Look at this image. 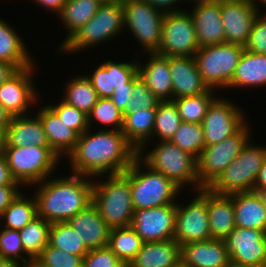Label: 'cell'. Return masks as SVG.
Listing matches in <instances>:
<instances>
[{"label": "cell", "mask_w": 266, "mask_h": 267, "mask_svg": "<svg viewBox=\"0 0 266 267\" xmlns=\"http://www.w3.org/2000/svg\"><path fill=\"white\" fill-rule=\"evenodd\" d=\"M98 130L89 128L79 135L75 148L65 158L71 173L91 178L120 174L137 158V150L121 131Z\"/></svg>", "instance_id": "obj_1"}, {"label": "cell", "mask_w": 266, "mask_h": 267, "mask_svg": "<svg viewBox=\"0 0 266 267\" xmlns=\"http://www.w3.org/2000/svg\"><path fill=\"white\" fill-rule=\"evenodd\" d=\"M69 174L50 176L30 186L33 189L36 186L33 195L37 202V216L51 224L67 222L92 202L93 178Z\"/></svg>", "instance_id": "obj_2"}, {"label": "cell", "mask_w": 266, "mask_h": 267, "mask_svg": "<svg viewBox=\"0 0 266 267\" xmlns=\"http://www.w3.org/2000/svg\"><path fill=\"white\" fill-rule=\"evenodd\" d=\"M154 145L151 150L150 147H142L137 153V157L145 165L152 171L163 174L182 191L190 186L191 192L202 188L197 176V159L194 156L171 141H156Z\"/></svg>", "instance_id": "obj_3"}, {"label": "cell", "mask_w": 266, "mask_h": 267, "mask_svg": "<svg viewBox=\"0 0 266 267\" xmlns=\"http://www.w3.org/2000/svg\"><path fill=\"white\" fill-rule=\"evenodd\" d=\"M92 203L110 228L131 225L135 209L130 181L123 173L93 178Z\"/></svg>", "instance_id": "obj_4"}, {"label": "cell", "mask_w": 266, "mask_h": 267, "mask_svg": "<svg viewBox=\"0 0 266 267\" xmlns=\"http://www.w3.org/2000/svg\"><path fill=\"white\" fill-rule=\"evenodd\" d=\"M124 32L123 3H103L96 14L77 32H75L59 49L60 55L84 53L86 49L100 46L115 40ZM100 44V45H99Z\"/></svg>", "instance_id": "obj_5"}, {"label": "cell", "mask_w": 266, "mask_h": 267, "mask_svg": "<svg viewBox=\"0 0 266 267\" xmlns=\"http://www.w3.org/2000/svg\"><path fill=\"white\" fill-rule=\"evenodd\" d=\"M123 174L130 181L135 210L177 203L183 192L163 174L152 171L138 157Z\"/></svg>", "instance_id": "obj_6"}, {"label": "cell", "mask_w": 266, "mask_h": 267, "mask_svg": "<svg viewBox=\"0 0 266 267\" xmlns=\"http://www.w3.org/2000/svg\"><path fill=\"white\" fill-rule=\"evenodd\" d=\"M3 155L12 177L24 188L44 181L54 173L62 160L51 148H39L33 145L5 147ZM62 160V161H61Z\"/></svg>", "instance_id": "obj_7"}, {"label": "cell", "mask_w": 266, "mask_h": 267, "mask_svg": "<svg viewBox=\"0 0 266 267\" xmlns=\"http://www.w3.org/2000/svg\"><path fill=\"white\" fill-rule=\"evenodd\" d=\"M265 158L266 145H257L250 139L239 155L207 188L221 195L252 191Z\"/></svg>", "instance_id": "obj_8"}, {"label": "cell", "mask_w": 266, "mask_h": 267, "mask_svg": "<svg viewBox=\"0 0 266 267\" xmlns=\"http://www.w3.org/2000/svg\"><path fill=\"white\" fill-rule=\"evenodd\" d=\"M244 49L243 45L234 43L199 48L194 59L202 80L209 89H228Z\"/></svg>", "instance_id": "obj_9"}, {"label": "cell", "mask_w": 266, "mask_h": 267, "mask_svg": "<svg viewBox=\"0 0 266 267\" xmlns=\"http://www.w3.org/2000/svg\"><path fill=\"white\" fill-rule=\"evenodd\" d=\"M124 30L138 41L143 53L158 50L162 38L165 13L154 8L147 0H125Z\"/></svg>", "instance_id": "obj_10"}, {"label": "cell", "mask_w": 266, "mask_h": 267, "mask_svg": "<svg viewBox=\"0 0 266 267\" xmlns=\"http://www.w3.org/2000/svg\"><path fill=\"white\" fill-rule=\"evenodd\" d=\"M248 123L251 124L248 121L231 137L202 150L197 158V176L202 187H208L239 155L250 137H253Z\"/></svg>", "instance_id": "obj_11"}, {"label": "cell", "mask_w": 266, "mask_h": 267, "mask_svg": "<svg viewBox=\"0 0 266 267\" xmlns=\"http://www.w3.org/2000/svg\"><path fill=\"white\" fill-rule=\"evenodd\" d=\"M192 193V199L189 198L190 201L186 204L184 201L181 204L177 202L173 239L179 245L212 239L208 220L207 187Z\"/></svg>", "instance_id": "obj_12"}, {"label": "cell", "mask_w": 266, "mask_h": 267, "mask_svg": "<svg viewBox=\"0 0 266 267\" xmlns=\"http://www.w3.org/2000/svg\"><path fill=\"white\" fill-rule=\"evenodd\" d=\"M37 66L31 65L18 69L0 85V105L13 116L27 115L40 105V91L36 88L34 76ZM36 70V71H35ZM38 101V102H37Z\"/></svg>", "instance_id": "obj_13"}, {"label": "cell", "mask_w": 266, "mask_h": 267, "mask_svg": "<svg viewBox=\"0 0 266 267\" xmlns=\"http://www.w3.org/2000/svg\"><path fill=\"white\" fill-rule=\"evenodd\" d=\"M165 13L162 38L155 52L163 56H194L200 46L189 10Z\"/></svg>", "instance_id": "obj_14"}, {"label": "cell", "mask_w": 266, "mask_h": 267, "mask_svg": "<svg viewBox=\"0 0 266 267\" xmlns=\"http://www.w3.org/2000/svg\"><path fill=\"white\" fill-rule=\"evenodd\" d=\"M217 96L202 120L205 147L223 141L238 132L246 123L245 111L230 98Z\"/></svg>", "instance_id": "obj_15"}, {"label": "cell", "mask_w": 266, "mask_h": 267, "mask_svg": "<svg viewBox=\"0 0 266 267\" xmlns=\"http://www.w3.org/2000/svg\"><path fill=\"white\" fill-rule=\"evenodd\" d=\"M231 264L264 267L266 264V233L261 230L235 227L224 240Z\"/></svg>", "instance_id": "obj_16"}, {"label": "cell", "mask_w": 266, "mask_h": 267, "mask_svg": "<svg viewBox=\"0 0 266 267\" xmlns=\"http://www.w3.org/2000/svg\"><path fill=\"white\" fill-rule=\"evenodd\" d=\"M177 203L134 210L131 227L144 242L173 239Z\"/></svg>", "instance_id": "obj_17"}, {"label": "cell", "mask_w": 266, "mask_h": 267, "mask_svg": "<svg viewBox=\"0 0 266 267\" xmlns=\"http://www.w3.org/2000/svg\"><path fill=\"white\" fill-rule=\"evenodd\" d=\"M259 14L258 4L248 0H221V20L226 43L245 45Z\"/></svg>", "instance_id": "obj_18"}, {"label": "cell", "mask_w": 266, "mask_h": 267, "mask_svg": "<svg viewBox=\"0 0 266 267\" xmlns=\"http://www.w3.org/2000/svg\"><path fill=\"white\" fill-rule=\"evenodd\" d=\"M104 61L93 72L85 74L99 97L110 98L114 88L133 87V81L139 76L137 58L123 62Z\"/></svg>", "instance_id": "obj_19"}, {"label": "cell", "mask_w": 266, "mask_h": 267, "mask_svg": "<svg viewBox=\"0 0 266 267\" xmlns=\"http://www.w3.org/2000/svg\"><path fill=\"white\" fill-rule=\"evenodd\" d=\"M189 13L192 17L200 47L226 43L221 20V0L195 4Z\"/></svg>", "instance_id": "obj_20"}, {"label": "cell", "mask_w": 266, "mask_h": 267, "mask_svg": "<svg viewBox=\"0 0 266 267\" xmlns=\"http://www.w3.org/2000/svg\"><path fill=\"white\" fill-rule=\"evenodd\" d=\"M172 100L206 93L209 88L202 80L194 56H169Z\"/></svg>", "instance_id": "obj_21"}, {"label": "cell", "mask_w": 266, "mask_h": 267, "mask_svg": "<svg viewBox=\"0 0 266 267\" xmlns=\"http://www.w3.org/2000/svg\"><path fill=\"white\" fill-rule=\"evenodd\" d=\"M230 264L224 240L209 239L181 245V267H227Z\"/></svg>", "instance_id": "obj_22"}, {"label": "cell", "mask_w": 266, "mask_h": 267, "mask_svg": "<svg viewBox=\"0 0 266 267\" xmlns=\"http://www.w3.org/2000/svg\"><path fill=\"white\" fill-rule=\"evenodd\" d=\"M147 61L136 54L138 73L145 81L147 87L159 99V101H172V81L169 69V56L157 53H144ZM140 60L142 62H140Z\"/></svg>", "instance_id": "obj_23"}, {"label": "cell", "mask_w": 266, "mask_h": 267, "mask_svg": "<svg viewBox=\"0 0 266 267\" xmlns=\"http://www.w3.org/2000/svg\"><path fill=\"white\" fill-rule=\"evenodd\" d=\"M35 113L39 116L51 149L61 159L66 158L75 148L79 134L67 127L47 104L40 106Z\"/></svg>", "instance_id": "obj_24"}, {"label": "cell", "mask_w": 266, "mask_h": 267, "mask_svg": "<svg viewBox=\"0 0 266 267\" xmlns=\"http://www.w3.org/2000/svg\"><path fill=\"white\" fill-rule=\"evenodd\" d=\"M67 222L82 237L89 250L108 246L111 228L92 202Z\"/></svg>", "instance_id": "obj_25"}, {"label": "cell", "mask_w": 266, "mask_h": 267, "mask_svg": "<svg viewBox=\"0 0 266 267\" xmlns=\"http://www.w3.org/2000/svg\"><path fill=\"white\" fill-rule=\"evenodd\" d=\"M32 112L13 116L6 128V147L35 146L51 148L39 116Z\"/></svg>", "instance_id": "obj_26"}, {"label": "cell", "mask_w": 266, "mask_h": 267, "mask_svg": "<svg viewBox=\"0 0 266 267\" xmlns=\"http://www.w3.org/2000/svg\"><path fill=\"white\" fill-rule=\"evenodd\" d=\"M127 267H181V245L174 239L144 242Z\"/></svg>", "instance_id": "obj_27"}, {"label": "cell", "mask_w": 266, "mask_h": 267, "mask_svg": "<svg viewBox=\"0 0 266 267\" xmlns=\"http://www.w3.org/2000/svg\"><path fill=\"white\" fill-rule=\"evenodd\" d=\"M207 207L211 238L225 240L236 227L233 195H221L207 188Z\"/></svg>", "instance_id": "obj_28"}, {"label": "cell", "mask_w": 266, "mask_h": 267, "mask_svg": "<svg viewBox=\"0 0 266 267\" xmlns=\"http://www.w3.org/2000/svg\"><path fill=\"white\" fill-rule=\"evenodd\" d=\"M266 55L244 49L228 89L265 88Z\"/></svg>", "instance_id": "obj_29"}, {"label": "cell", "mask_w": 266, "mask_h": 267, "mask_svg": "<svg viewBox=\"0 0 266 267\" xmlns=\"http://www.w3.org/2000/svg\"><path fill=\"white\" fill-rule=\"evenodd\" d=\"M5 19L0 17V61L22 69L34 65V56L29 53L24 38ZM33 57V58H32Z\"/></svg>", "instance_id": "obj_30"}, {"label": "cell", "mask_w": 266, "mask_h": 267, "mask_svg": "<svg viewBox=\"0 0 266 267\" xmlns=\"http://www.w3.org/2000/svg\"><path fill=\"white\" fill-rule=\"evenodd\" d=\"M235 226L266 233V208L253 191L233 194Z\"/></svg>", "instance_id": "obj_31"}, {"label": "cell", "mask_w": 266, "mask_h": 267, "mask_svg": "<svg viewBox=\"0 0 266 267\" xmlns=\"http://www.w3.org/2000/svg\"><path fill=\"white\" fill-rule=\"evenodd\" d=\"M156 108L138 109L136 112L123 114L121 132L137 152L153 140V127Z\"/></svg>", "instance_id": "obj_32"}, {"label": "cell", "mask_w": 266, "mask_h": 267, "mask_svg": "<svg viewBox=\"0 0 266 267\" xmlns=\"http://www.w3.org/2000/svg\"><path fill=\"white\" fill-rule=\"evenodd\" d=\"M102 4L100 0H66L57 17L67 33L57 48L59 49L77 30L92 19Z\"/></svg>", "instance_id": "obj_33"}, {"label": "cell", "mask_w": 266, "mask_h": 267, "mask_svg": "<svg viewBox=\"0 0 266 267\" xmlns=\"http://www.w3.org/2000/svg\"><path fill=\"white\" fill-rule=\"evenodd\" d=\"M25 189L10 203L0 216V226L20 231L37 217V202L32 194L30 198Z\"/></svg>", "instance_id": "obj_34"}, {"label": "cell", "mask_w": 266, "mask_h": 267, "mask_svg": "<svg viewBox=\"0 0 266 267\" xmlns=\"http://www.w3.org/2000/svg\"><path fill=\"white\" fill-rule=\"evenodd\" d=\"M64 96L60 97L67 104L75 106L88 115L96 104L99 96L86 75L80 74L65 83Z\"/></svg>", "instance_id": "obj_35"}, {"label": "cell", "mask_w": 266, "mask_h": 267, "mask_svg": "<svg viewBox=\"0 0 266 267\" xmlns=\"http://www.w3.org/2000/svg\"><path fill=\"white\" fill-rule=\"evenodd\" d=\"M143 243L131 226L110 229L108 247L126 266L142 248Z\"/></svg>", "instance_id": "obj_36"}, {"label": "cell", "mask_w": 266, "mask_h": 267, "mask_svg": "<svg viewBox=\"0 0 266 267\" xmlns=\"http://www.w3.org/2000/svg\"><path fill=\"white\" fill-rule=\"evenodd\" d=\"M182 123L177 107L173 101H160L156 107L153 127V141L143 147H149L156 141H171ZM156 137V138H155Z\"/></svg>", "instance_id": "obj_37"}, {"label": "cell", "mask_w": 266, "mask_h": 267, "mask_svg": "<svg viewBox=\"0 0 266 267\" xmlns=\"http://www.w3.org/2000/svg\"><path fill=\"white\" fill-rule=\"evenodd\" d=\"M48 245L83 258L90 251L82 237L68 222L51 225Z\"/></svg>", "instance_id": "obj_38"}, {"label": "cell", "mask_w": 266, "mask_h": 267, "mask_svg": "<svg viewBox=\"0 0 266 267\" xmlns=\"http://www.w3.org/2000/svg\"><path fill=\"white\" fill-rule=\"evenodd\" d=\"M51 225L37 216L19 231L24 251L31 259H36L48 245Z\"/></svg>", "instance_id": "obj_39"}, {"label": "cell", "mask_w": 266, "mask_h": 267, "mask_svg": "<svg viewBox=\"0 0 266 267\" xmlns=\"http://www.w3.org/2000/svg\"><path fill=\"white\" fill-rule=\"evenodd\" d=\"M216 90L209 89L206 93L173 99L182 122L201 124L208 107L218 96Z\"/></svg>", "instance_id": "obj_40"}, {"label": "cell", "mask_w": 266, "mask_h": 267, "mask_svg": "<svg viewBox=\"0 0 266 267\" xmlns=\"http://www.w3.org/2000/svg\"><path fill=\"white\" fill-rule=\"evenodd\" d=\"M87 116L88 126L92 129L95 123L100 126L99 129L102 127L103 130L121 131L123 126V112L116 107L110 98L99 97Z\"/></svg>", "instance_id": "obj_41"}, {"label": "cell", "mask_w": 266, "mask_h": 267, "mask_svg": "<svg viewBox=\"0 0 266 267\" xmlns=\"http://www.w3.org/2000/svg\"><path fill=\"white\" fill-rule=\"evenodd\" d=\"M171 142L197 159L202 150L205 148L202 125L182 122Z\"/></svg>", "instance_id": "obj_42"}, {"label": "cell", "mask_w": 266, "mask_h": 267, "mask_svg": "<svg viewBox=\"0 0 266 267\" xmlns=\"http://www.w3.org/2000/svg\"><path fill=\"white\" fill-rule=\"evenodd\" d=\"M0 258L16 260L25 265L31 260L24 251L19 231L0 226Z\"/></svg>", "instance_id": "obj_43"}, {"label": "cell", "mask_w": 266, "mask_h": 267, "mask_svg": "<svg viewBox=\"0 0 266 267\" xmlns=\"http://www.w3.org/2000/svg\"><path fill=\"white\" fill-rule=\"evenodd\" d=\"M59 100H56L58 103L47 104L57 114L59 119L79 135L88 130V116L75 106L67 104L61 98Z\"/></svg>", "instance_id": "obj_44"}, {"label": "cell", "mask_w": 266, "mask_h": 267, "mask_svg": "<svg viewBox=\"0 0 266 267\" xmlns=\"http://www.w3.org/2000/svg\"><path fill=\"white\" fill-rule=\"evenodd\" d=\"M83 257L47 245L36 260L45 267H82Z\"/></svg>", "instance_id": "obj_45"}, {"label": "cell", "mask_w": 266, "mask_h": 267, "mask_svg": "<svg viewBox=\"0 0 266 267\" xmlns=\"http://www.w3.org/2000/svg\"><path fill=\"white\" fill-rule=\"evenodd\" d=\"M132 101L126 106L123 114L136 112L138 109L156 108L159 99L147 87L140 75L133 81Z\"/></svg>", "instance_id": "obj_46"}, {"label": "cell", "mask_w": 266, "mask_h": 267, "mask_svg": "<svg viewBox=\"0 0 266 267\" xmlns=\"http://www.w3.org/2000/svg\"><path fill=\"white\" fill-rule=\"evenodd\" d=\"M261 10H259L244 48L250 52L266 55V14Z\"/></svg>", "instance_id": "obj_47"}, {"label": "cell", "mask_w": 266, "mask_h": 267, "mask_svg": "<svg viewBox=\"0 0 266 267\" xmlns=\"http://www.w3.org/2000/svg\"><path fill=\"white\" fill-rule=\"evenodd\" d=\"M82 267H127L108 246L90 250Z\"/></svg>", "instance_id": "obj_48"}, {"label": "cell", "mask_w": 266, "mask_h": 267, "mask_svg": "<svg viewBox=\"0 0 266 267\" xmlns=\"http://www.w3.org/2000/svg\"><path fill=\"white\" fill-rule=\"evenodd\" d=\"M20 188L24 189L22 185L0 186V216L10 203L23 191Z\"/></svg>", "instance_id": "obj_49"}, {"label": "cell", "mask_w": 266, "mask_h": 267, "mask_svg": "<svg viewBox=\"0 0 266 267\" xmlns=\"http://www.w3.org/2000/svg\"><path fill=\"white\" fill-rule=\"evenodd\" d=\"M132 88L133 87L114 88V91L110 99L121 112L125 111L126 106L129 105V103L133 99L131 93Z\"/></svg>", "instance_id": "obj_50"}, {"label": "cell", "mask_w": 266, "mask_h": 267, "mask_svg": "<svg viewBox=\"0 0 266 267\" xmlns=\"http://www.w3.org/2000/svg\"><path fill=\"white\" fill-rule=\"evenodd\" d=\"M154 8L164 12V13H170V12H175L179 11L185 8H179L178 4L181 2L180 0H147Z\"/></svg>", "instance_id": "obj_51"}, {"label": "cell", "mask_w": 266, "mask_h": 267, "mask_svg": "<svg viewBox=\"0 0 266 267\" xmlns=\"http://www.w3.org/2000/svg\"><path fill=\"white\" fill-rule=\"evenodd\" d=\"M29 1V0H28ZM33 4L41 6L43 10L47 9V12H54L57 16L61 13L66 0H31Z\"/></svg>", "instance_id": "obj_52"}, {"label": "cell", "mask_w": 266, "mask_h": 267, "mask_svg": "<svg viewBox=\"0 0 266 267\" xmlns=\"http://www.w3.org/2000/svg\"><path fill=\"white\" fill-rule=\"evenodd\" d=\"M2 185H21L12 177L10 169L7 165V161L3 154L0 155V186Z\"/></svg>", "instance_id": "obj_53"}, {"label": "cell", "mask_w": 266, "mask_h": 267, "mask_svg": "<svg viewBox=\"0 0 266 267\" xmlns=\"http://www.w3.org/2000/svg\"><path fill=\"white\" fill-rule=\"evenodd\" d=\"M17 70L18 69L14 65L0 61V85Z\"/></svg>", "instance_id": "obj_54"}, {"label": "cell", "mask_w": 266, "mask_h": 267, "mask_svg": "<svg viewBox=\"0 0 266 267\" xmlns=\"http://www.w3.org/2000/svg\"><path fill=\"white\" fill-rule=\"evenodd\" d=\"M254 187L266 188V158L264 159L263 164L261 168L259 169Z\"/></svg>", "instance_id": "obj_55"}, {"label": "cell", "mask_w": 266, "mask_h": 267, "mask_svg": "<svg viewBox=\"0 0 266 267\" xmlns=\"http://www.w3.org/2000/svg\"><path fill=\"white\" fill-rule=\"evenodd\" d=\"M12 116L8 113V111L0 105V127L7 128Z\"/></svg>", "instance_id": "obj_56"}, {"label": "cell", "mask_w": 266, "mask_h": 267, "mask_svg": "<svg viewBox=\"0 0 266 267\" xmlns=\"http://www.w3.org/2000/svg\"><path fill=\"white\" fill-rule=\"evenodd\" d=\"M0 267H25V264L12 259L0 258Z\"/></svg>", "instance_id": "obj_57"}, {"label": "cell", "mask_w": 266, "mask_h": 267, "mask_svg": "<svg viewBox=\"0 0 266 267\" xmlns=\"http://www.w3.org/2000/svg\"><path fill=\"white\" fill-rule=\"evenodd\" d=\"M252 191L260 199L266 208V188L264 187H253Z\"/></svg>", "instance_id": "obj_58"}, {"label": "cell", "mask_w": 266, "mask_h": 267, "mask_svg": "<svg viewBox=\"0 0 266 267\" xmlns=\"http://www.w3.org/2000/svg\"><path fill=\"white\" fill-rule=\"evenodd\" d=\"M5 147H6V128L0 127V155L3 154Z\"/></svg>", "instance_id": "obj_59"}, {"label": "cell", "mask_w": 266, "mask_h": 267, "mask_svg": "<svg viewBox=\"0 0 266 267\" xmlns=\"http://www.w3.org/2000/svg\"><path fill=\"white\" fill-rule=\"evenodd\" d=\"M25 267H45L42 264H40L36 259H31Z\"/></svg>", "instance_id": "obj_60"}, {"label": "cell", "mask_w": 266, "mask_h": 267, "mask_svg": "<svg viewBox=\"0 0 266 267\" xmlns=\"http://www.w3.org/2000/svg\"><path fill=\"white\" fill-rule=\"evenodd\" d=\"M184 1V2H182ZM186 1L188 2V5L189 3H194V4H190V5H195V4H199V3H205V2H209V1H212V0H180V2L183 4V3H186Z\"/></svg>", "instance_id": "obj_61"}, {"label": "cell", "mask_w": 266, "mask_h": 267, "mask_svg": "<svg viewBox=\"0 0 266 267\" xmlns=\"http://www.w3.org/2000/svg\"><path fill=\"white\" fill-rule=\"evenodd\" d=\"M102 3H123L125 0H100Z\"/></svg>", "instance_id": "obj_62"}, {"label": "cell", "mask_w": 266, "mask_h": 267, "mask_svg": "<svg viewBox=\"0 0 266 267\" xmlns=\"http://www.w3.org/2000/svg\"><path fill=\"white\" fill-rule=\"evenodd\" d=\"M261 5V6H260ZM263 7L266 8V0H261L259 3H258V7H259V10L261 9L260 7ZM265 14H266V10H265Z\"/></svg>", "instance_id": "obj_63"}, {"label": "cell", "mask_w": 266, "mask_h": 267, "mask_svg": "<svg viewBox=\"0 0 266 267\" xmlns=\"http://www.w3.org/2000/svg\"><path fill=\"white\" fill-rule=\"evenodd\" d=\"M227 267H244V266H237V265H234V264H230L229 266Z\"/></svg>", "instance_id": "obj_64"}, {"label": "cell", "mask_w": 266, "mask_h": 267, "mask_svg": "<svg viewBox=\"0 0 266 267\" xmlns=\"http://www.w3.org/2000/svg\"><path fill=\"white\" fill-rule=\"evenodd\" d=\"M248 1H252L258 4L261 0H248Z\"/></svg>", "instance_id": "obj_65"}]
</instances>
